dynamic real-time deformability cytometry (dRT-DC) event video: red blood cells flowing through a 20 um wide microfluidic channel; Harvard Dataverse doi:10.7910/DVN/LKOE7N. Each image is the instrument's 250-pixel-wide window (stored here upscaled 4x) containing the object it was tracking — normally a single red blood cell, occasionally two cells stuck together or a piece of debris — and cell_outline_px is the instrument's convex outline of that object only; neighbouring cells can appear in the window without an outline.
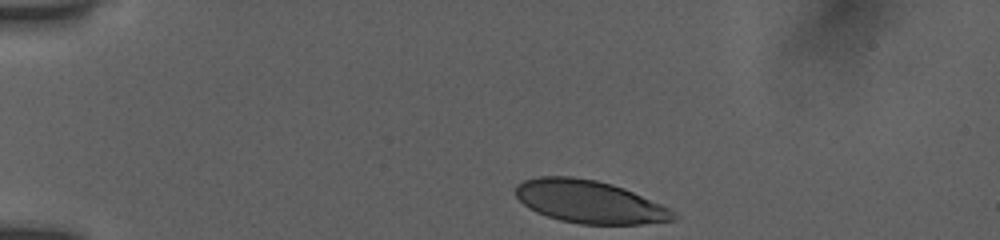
{"species": "human", "species_latin": "Homo sapiens", "temperature_condition": "room temperature", "stored_images_in_passage": 36, "camera_frame_rate_fps": 3000, "um_per_image_px": 0.085, "donor": {"sex": "female"}, "frame": {"image": 1, "passage_image": 1, "time_ms": 0.0, "image_size_px": [1000, 240], "cell_outline_px": [[680, 216], [676, 220], [644, 224], [580, 224], [560, 220], [536, 212], [528, 208], [516, 196], [516, 184], [524, 180], [540, 176], [572, 176], [596, 180], [612, 184], [624, 188], [660, 204], [676, 212]], "centroid_in_image_um": [50.12, 17.15], "position_along_channel_um": 34.9, "area_um2": 39.36}}
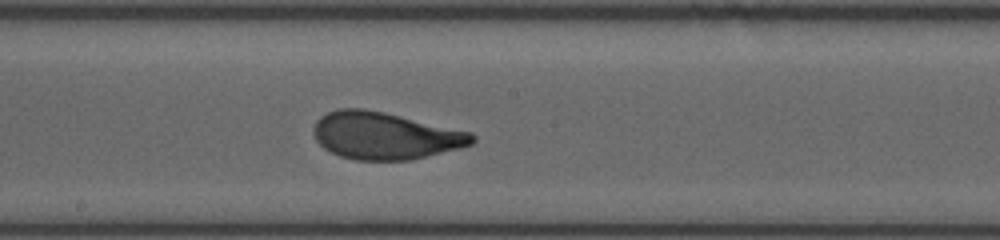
{"frame": {"image": 2, "passage_image": 20, "time_ms": 6.333, "image_size_px": [1000, 240], "cell_outline_px": [[476, 140], [472, 144], [460, 148], [408, 160], [356, 160], [340, 156], [324, 148], [316, 140], [312, 132], [312, 128], [316, 120], [320, 116], [328, 112], [340, 108], [364, 108], [384, 112], [472, 132], [476, 136]], "centroid_in_image_um": [32.71, 11.52], "position_along_channel_um": 215.5, "area_um2": 43.64}}
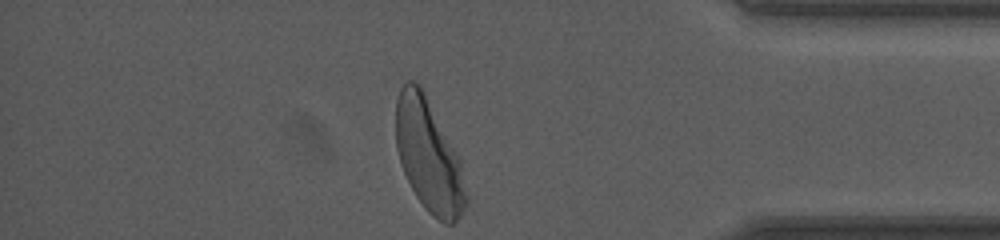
{"frame": {"image": 3, "passage_image": 36, "time_ms": 11.667, "image_size_px": [1000, 240], "cell_outline_px": [[468, 200], [460, 216], [452, 224], [444, 224], [432, 216], [424, 208], [416, 196], [404, 172], [396, 148], [396, 100], [400, 88], [408, 80], [412, 80], [420, 84], [460, 160]], "centroid_in_image_um": [36.43, 13.25], "position_along_channel_um": 398.8, "area_um2": 45.6}, "authors_computed_cell_mechanics": {"area_um2": 43.1188, "velocity_mm_per_s": 3.8855, "shape_relaxation_time_tau1_ms": 3.4173, "shape_relaxation_time_tau2_ms": null, "deformation_change_tau1": 0.1675, "deformation_change_tau2": null}}